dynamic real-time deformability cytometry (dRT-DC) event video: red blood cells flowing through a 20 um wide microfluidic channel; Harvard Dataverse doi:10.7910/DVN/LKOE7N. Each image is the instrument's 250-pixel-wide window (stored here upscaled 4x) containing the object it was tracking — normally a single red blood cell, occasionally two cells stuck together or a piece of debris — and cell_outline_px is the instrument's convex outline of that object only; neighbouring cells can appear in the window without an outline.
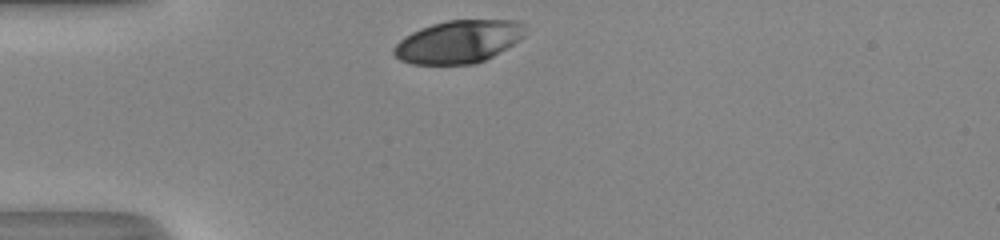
{"species": "human", "species_latin": "Homo sapiens", "temperature_condition": "room temperature", "stored_images_in_passage": 28, "camera_frame_rate_fps": 3000, "um_per_image_px": 0.085, "donor": {"sex": "male"}, "frame": {"image": 1, "passage_image": 1, "time_ms": 0.0, "image_size_px": [1000, 240], "cell_outline_px": [[524, 36], [520, 40], [492, 56], [476, 64], [412, 64], [400, 60], [392, 52], [392, 48], [404, 36], [420, 28], [432, 24], [448, 20], [516, 20], [524, 24]], "centroid_in_image_um": [38.95, 3.54], "position_along_channel_um": 46.0, "area_um2": 32.71}}
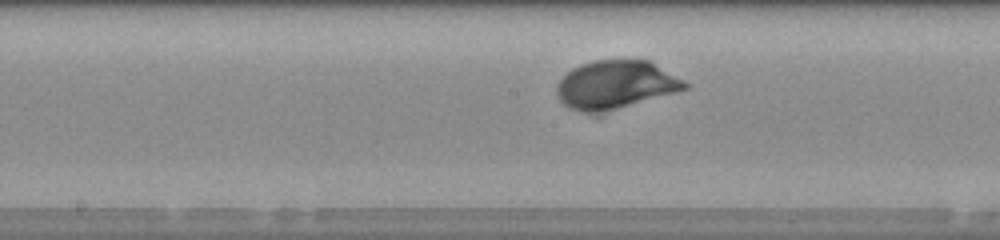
{"frame": {"image": 2, "passage_image": 14, "time_ms": 4.333, "image_size_px": [1000, 240], "cell_outline_px": [[692, 84], [688, 88], [616, 108], [592, 112], [580, 112], [568, 108], [560, 100], [556, 92], [556, 84], [572, 68], [580, 64], [596, 60], [648, 60]], "centroid_in_image_um": [52.3, 7.18], "position_along_channel_um": 195.9, "area_um2": 35.37}}
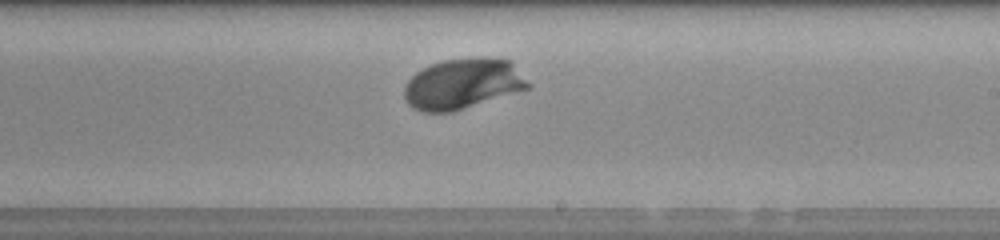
{"frame": {"image": 3, "passage_image": 18, "time_ms": 5.667, "image_size_px": [1000, 240], "cell_outline_px": [[532, 88], [452, 112], [424, 112], [412, 108], [408, 104], [404, 96], [404, 84], [416, 72], [432, 64], [444, 60], [476, 56], [492, 56], [512, 60], [532, 84]], "centroid_in_image_um": [39.41, 7.1], "position_along_channel_um": 249.6, "area_um2": 37.28}, "authors_computed_cell_mechanics": {"area_um2": 34.68, "velocity_mm_per_s": 4.0458, "shape_relaxation_time_tau1_ms": 2.5411, "shape_relaxation_time_tau2_ms": null, "deformation_change_tau1": 0.148, "deformation_change_tau2": null}}